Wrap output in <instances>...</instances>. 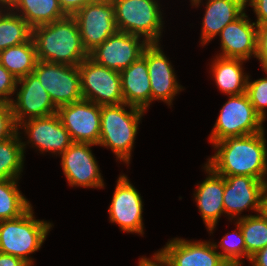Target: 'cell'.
Listing matches in <instances>:
<instances>
[{"instance_id": "obj_5", "label": "cell", "mask_w": 267, "mask_h": 266, "mask_svg": "<svg viewBox=\"0 0 267 266\" xmlns=\"http://www.w3.org/2000/svg\"><path fill=\"white\" fill-rule=\"evenodd\" d=\"M118 31L143 37L149 44L159 43L163 16L158 0H111Z\"/></svg>"}, {"instance_id": "obj_28", "label": "cell", "mask_w": 267, "mask_h": 266, "mask_svg": "<svg viewBox=\"0 0 267 266\" xmlns=\"http://www.w3.org/2000/svg\"><path fill=\"white\" fill-rule=\"evenodd\" d=\"M235 224L240 226L249 261L251 256L267 246V220L257 213L240 216Z\"/></svg>"}, {"instance_id": "obj_6", "label": "cell", "mask_w": 267, "mask_h": 266, "mask_svg": "<svg viewBox=\"0 0 267 266\" xmlns=\"http://www.w3.org/2000/svg\"><path fill=\"white\" fill-rule=\"evenodd\" d=\"M262 118L255 112L247 93L230 95L210 133L209 142L227 137L247 136L264 131Z\"/></svg>"}, {"instance_id": "obj_15", "label": "cell", "mask_w": 267, "mask_h": 266, "mask_svg": "<svg viewBox=\"0 0 267 266\" xmlns=\"http://www.w3.org/2000/svg\"><path fill=\"white\" fill-rule=\"evenodd\" d=\"M157 252L169 266H230L210 241L174 238Z\"/></svg>"}, {"instance_id": "obj_14", "label": "cell", "mask_w": 267, "mask_h": 266, "mask_svg": "<svg viewBox=\"0 0 267 266\" xmlns=\"http://www.w3.org/2000/svg\"><path fill=\"white\" fill-rule=\"evenodd\" d=\"M95 144L73 142L61 154V166L68 185L85 188H103L104 180L99 171L91 146Z\"/></svg>"}, {"instance_id": "obj_34", "label": "cell", "mask_w": 267, "mask_h": 266, "mask_svg": "<svg viewBox=\"0 0 267 266\" xmlns=\"http://www.w3.org/2000/svg\"><path fill=\"white\" fill-rule=\"evenodd\" d=\"M263 70H267V26L258 27L257 56Z\"/></svg>"}, {"instance_id": "obj_37", "label": "cell", "mask_w": 267, "mask_h": 266, "mask_svg": "<svg viewBox=\"0 0 267 266\" xmlns=\"http://www.w3.org/2000/svg\"><path fill=\"white\" fill-rule=\"evenodd\" d=\"M0 266H30L23 259L0 253Z\"/></svg>"}, {"instance_id": "obj_8", "label": "cell", "mask_w": 267, "mask_h": 266, "mask_svg": "<svg viewBox=\"0 0 267 266\" xmlns=\"http://www.w3.org/2000/svg\"><path fill=\"white\" fill-rule=\"evenodd\" d=\"M33 73L57 108L83 99L78 66L38 60Z\"/></svg>"}, {"instance_id": "obj_24", "label": "cell", "mask_w": 267, "mask_h": 266, "mask_svg": "<svg viewBox=\"0 0 267 266\" xmlns=\"http://www.w3.org/2000/svg\"><path fill=\"white\" fill-rule=\"evenodd\" d=\"M9 8L32 27L52 23L67 15L60 7L58 0H12Z\"/></svg>"}, {"instance_id": "obj_2", "label": "cell", "mask_w": 267, "mask_h": 266, "mask_svg": "<svg viewBox=\"0 0 267 266\" xmlns=\"http://www.w3.org/2000/svg\"><path fill=\"white\" fill-rule=\"evenodd\" d=\"M37 60L78 66L89 54L73 16L32 28Z\"/></svg>"}, {"instance_id": "obj_30", "label": "cell", "mask_w": 267, "mask_h": 266, "mask_svg": "<svg viewBox=\"0 0 267 266\" xmlns=\"http://www.w3.org/2000/svg\"><path fill=\"white\" fill-rule=\"evenodd\" d=\"M236 228L234 232L227 233L219 242L220 245L213 243L214 247L218 249L220 247L222 252V258L230 265V266H242L243 262L240 261L246 257L247 252L245 247V241L243 238V234L241 232L240 226L236 224Z\"/></svg>"}, {"instance_id": "obj_39", "label": "cell", "mask_w": 267, "mask_h": 266, "mask_svg": "<svg viewBox=\"0 0 267 266\" xmlns=\"http://www.w3.org/2000/svg\"><path fill=\"white\" fill-rule=\"evenodd\" d=\"M249 262L252 266H267V246L251 256Z\"/></svg>"}, {"instance_id": "obj_26", "label": "cell", "mask_w": 267, "mask_h": 266, "mask_svg": "<svg viewBox=\"0 0 267 266\" xmlns=\"http://www.w3.org/2000/svg\"><path fill=\"white\" fill-rule=\"evenodd\" d=\"M19 133L0 142V180L19 179L23 172L26 143L22 142Z\"/></svg>"}, {"instance_id": "obj_21", "label": "cell", "mask_w": 267, "mask_h": 266, "mask_svg": "<svg viewBox=\"0 0 267 266\" xmlns=\"http://www.w3.org/2000/svg\"><path fill=\"white\" fill-rule=\"evenodd\" d=\"M202 0H191L198 7ZM202 20L201 44L204 46L229 23L239 18L245 11L246 0H208Z\"/></svg>"}, {"instance_id": "obj_29", "label": "cell", "mask_w": 267, "mask_h": 266, "mask_svg": "<svg viewBox=\"0 0 267 266\" xmlns=\"http://www.w3.org/2000/svg\"><path fill=\"white\" fill-rule=\"evenodd\" d=\"M18 181L0 180V221L18 218L32 206L17 188Z\"/></svg>"}, {"instance_id": "obj_16", "label": "cell", "mask_w": 267, "mask_h": 266, "mask_svg": "<svg viewBox=\"0 0 267 266\" xmlns=\"http://www.w3.org/2000/svg\"><path fill=\"white\" fill-rule=\"evenodd\" d=\"M28 135V144L36 147L41 153L51 152L59 156L73 143L59 115L31 118L18 125Z\"/></svg>"}, {"instance_id": "obj_12", "label": "cell", "mask_w": 267, "mask_h": 266, "mask_svg": "<svg viewBox=\"0 0 267 266\" xmlns=\"http://www.w3.org/2000/svg\"><path fill=\"white\" fill-rule=\"evenodd\" d=\"M148 45L141 36L117 31L92 50L89 57L104 67L120 72L141 57Z\"/></svg>"}, {"instance_id": "obj_23", "label": "cell", "mask_w": 267, "mask_h": 266, "mask_svg": "<svg viewBox=\"0 0 267 266\" xmlns=\"http://www.w3.org/2000/svg\"><path fill=\"white\" fill-rule=\"evenodd\" d=\"M215 57L210 72L213 73L218 89L229 96L245 93L248 74L244 73L242 65L246 60Z\"/></svg>"}, {"instance_id": "obj_41", "label": "cell", "mask_w": 267, "mask_h": 266, "mask_svg": "<svg viewBox=\"0 0 267 266\" xmlns=\"http://www.w3.org/2000/svg\"><path fill=\"white\" fill-rule=\"evenodd\" d=\"M1 8H5L4 10ZM9 8V4L3 1H0V17L2 14Z\"/></svg>"}, {"instance_id": "obj_7", "label": "cell", "mask_w": 267, "mask_h": 266, "mask_svg": "<svg viewBox=\"0 0 267 266\" xmlns=\"http://www.w3.org/2000/svg\"><path fill=\"white\" fill-rule=\"evenodd\" d=\"M83 99L100 106L124 103L120 72L96 63L89 56L78 65Z\"/></svg>"}, {"instance_id": "obj_4", "label": "cell", "mask_w": 267, "mask_h": 266, "mask_svg": "<svg viewBox=\"0 0 267 266\" xmlns=\"http://www.w3.org/2000/svg\"><path fill=\"white\" fill-rule=\"evenodd\" d=\"M33 214L31 206L18 218L0 221V253L19 257L30 266L34 261L29 255L41 248L53 226Z\"/></svg>"}, {"instance_id": "obj_22", "label": "cell", "mask_w": 267, "mask_h": 266, "mask_svg": "<svg viewBox=\"0 0 267 266\" xmlns=\"http://www.w3.org/2000/svg\"><path fill=\"white\" fill-rule=\"evenodd\" d=\"M120 77L124 103L146 111L151 104V85L145 57L120 71Z\"/></svg>"}, {"instance_id": "obj_27", "label": "cell", "mask_w": 267, "mask_h": 266, "mask_svg": "<svg viewBox=\"0 0 267 266\" xmlns=\"http://www.w3.org/2000/svg\"><path fill=\"white\" fill-rule=\"evenodd\" d=\"M32 38V27L8 8L0 17V51L17 46Z\"/></svg>"}, {"instance_id": "obj_33", "label": "cell", "mask_w": 267, "mask_h": 266, "mask_svg": "<svg viewBox=\"0 0 267 266\" xmlns=\"http://www.w3.org/2000/svg\"><path fill=\"white\" fill-rule=\"evenodd\" d=\"M18 79L0 64V102L12 101V94L17 89Z\"/></svg>"}, {"instance_id": "obj_1", "label": "cell", "mask_w": 267, "mask_h": 266, "mask_svg": "<svg viewBox=\"0 0 267 266\" xmlns=\"http://www.w3.org/2000/svg\"><path fill=\"white\" fill-rule=\"evenodd\" d=\"M265 132L227 137L212 143L217 149L206 165L221 176H251L267 184V147Z\"/></svg>"}, {"instance_id": "obj_9", "label": "cell", "mask_w": 267, "mask_h": 266, "mask_svg": "<svg viewBox=\"0 0 267 266\" xmlns=\"http://www.w3.org/2000/svg\"><path fill=\"white\" fill-rule=\"evenodd\" d=\"M76 19L82 44L89 54L118 31L115 7L111 0H95L77 11Z\"/></svg>"}, {"instance_id": "obj_40", "label": "cell", "mask_w": 267, "mask_h": 266, "mask_svg": "<svg viewBox=\"0 0 267 266\" xmlns=\"http://www.w3.org/2000/svg\"><path fill=\"white\" fill-rule=\"evenodd\" d=\"M259 213L267 220V184L261 194Z\"/></svg>"}, {"instance_id": "obj_31", "label": "cell", "mask_w": 267, "mask_h": 266, "mask_svg": "<svg viewBox=\"0 0 267 266\" xmlns=\"http://www.w3.org/2000/svg\"><path fill=\"white\" fill-rule=\"evenodd\" d=\"M267 74V70H263ZM267 76V75H266ZM250 76L247 78L246 93L254 107L255 112L262 118L266 119L267 108V77L250 81Z\"/></svg>"}, {"instance_id": "obj_17", "label": "cell", "mask_w": 267, "mask_h": 266, "mask_svg": "<svg viewBox=\"0 0 267 266\" xmlns=\"http://www.w3.org/2000/svg\"><path fill=\"white\" fill-rule=\"evenodd\" d=\"M159 44L150 43L142 53L148 67L151 103L155 100H161L171 106L174 97L183 90V87L176 80L172 64Z\"/></svg>"}, {"instance_id": "obj_13", "label": "cell", "mask_w": 267, "mask_h": 266, "mask_svg": "<svg viewBox=\"0 0 267 266\" xmlns=\"http://www.w3.org/2000/svg\"><path fill=\"white\" fill-rule=\"evenodd\" d=\"M18 86H20L19 91L16 89L17 92H14L16 100L13 98L10 102L17 126L27 119L47 117L57 113L58 108L34 73L18 79L17 88Z\"/></svg>"}, {"instance_id": "obj_38", "label": "cell", "mask_w": 267, "mask_h": 266, "mask_svg": "<svg viewBox=\"0 0 267 266\" xmlns=\"http://www.w3.org/2000/svg\"><path fill=\"white\" fill-rule=\"evenodd\" d=\"M138 263V266H169L158 252L154 253L151 259L147 257L140 258Z\"/></svg>"}, {"instance_id": "obj_19", "label": "cell", "mask_w": 267, "mask_h": 266, "mask_svg": "<svg viewBox=\"0 0 267 266\" xmlns=\"http://www.w3.org/2000/svg\"><path fill=\"white\" fill-rule=\"evenodd\" d=\"M244 12L235 21L226 25L219 34L222 58L249 60L257 56L258 25L251 22Z\"/></svg>"}, {"instance_id": "obj_3", "label": "cell", "mask_w": 267, "mask_h": 266, "mask_svg": "<svg viewBox=\"0 0 267 266\" xmlns=\"http://www.w3.org/2000/svg\"><path fill=\"white\" fill-rule=\"evenodd\" d=\"M130 111H127L126 108ZM143 109L121 103L101 106L99 146L110 148L118 160L130 163Z\"/></svg>"}, {"instance_id": "obj_18", "label": "cell", "mask_w": 267, "mask_h": 266, "mask_svg": "<svg viewBox=\"0 0 267 266\" xmlns=\"http://www.w3.org/2000/svg\"><path fill=\"white\" fill-rule=\"evenodd\" d=\"M225 189L223 205L228 219H240L239 215L246 209L259 213L261 194L266 186L264 181L251 176L233 175L224 176Z\"/></svg>"}, {"instance_id": "obj_32", "label": "cell", "mask_w": 267, "mask_h": 266, "mask_svg": "<svg viewBox=\"0 0 267 266\" xmlns=\"http://www.w3.org/2000/svg\"><path fill=\"white\" fill-rule=\"evenodd\" d=\"M19 131L15 124L11 104L0 102V142L13 137Z\"/></svg>"}, {"instance_id": "obj_25", "label": "cell", "mask_w": 267, "mask_h": 266, "mask_svg": "<svg viewBox=\"0 0 267 266\" xmlns=\"http://www.w3.org/2000/svg\"><path fill=\"white\" fill-rule=\"evenodd\" d=\"M37 61L32 38L25 43L0 51V64L17 79L33 73Z\"/></svg>"}, {"instance_id": "obj_42", "label": "cell", "mask_w": 267, "mask_h": 266, "mask_svg": "<svg viewBox=\"0 0 267 266\" xmlns=\"http://www.w3.org/2000/svg\"><path fill=\"white\" fill-rule=\"evenodd\" d=\"M0 1L6 2L9 4L12 0H0Z\"/></svg>"}, {"instance_id": "obj_11", "label": "cell", "mask_w": 267, "mask_h": 266, "mask_svg": "<svg viewBox=\"0 0 267 266\" xmlns=\"http://www.w3.org/2000/svg\"><path fill=\"white\" fill-rule=\"evenodd\" d=\"M108 212L110 222L118 224L122 231L144 234L142 197L124 174L117 179Z\"/></svg>"}, {"instance_id": "obj_36", "label": "cell", "mask_w": 267, "mask_h": 266, "mask_svg": "<svg viewBox=\"0 0 267 266\" xmlns=\"http://www.w3.org/2000/svg\"><path fill=\"white\" fill-rule=\"evenodd\" d=\"M58 1L63 12L67 16H73L86 4L91 3L95 0H58Z\"/></svg>"}, {"instance_id": "obj_10", "label": "cell", "mask_w": 267, "mask_h": 266, "mask_svg": "<svg viewBox=\"0 0 267 266\" xmlns=\"http://www.w3.org/2000/svg\"><path fill=\"white\" fill-rule=\"evenodd\" d=\"M62 124L73 142L98 145L101 130V106L92 101H79L58 108Z\"/></svg>"}, {"instance_id": "obj_35", "label": "cell", "mask_w": 267, "mask_h": 266, "mask_svg": "<svg viewBox=\"0 0 267 266\" xmlns=\"http://www.w3.org/2000/svg\"><path fill=\"white\" fill-rule=\"evenodd\" d=\"M246 5L253 7L259 27L267 24V0H246Z\"/></svg>"}, {"instance_id": "obj_20", "label": "cell", "mask_w": 267, "mask_h": 266, "mask_svg": "<svg viewBox=\"0 0 267 266\" xmlns=\"http://www.w3.org/2000/svg\"><path fill=\"white\" fill-rule=\"evenodd\" d=\"M204 169L208 177L197 185L198 188L195 190L194 197L206 228L212 233L220 216L225 214L223 205L225 179L224 176L217 174L206 164Z\"/></svg>"}]
</instances>
